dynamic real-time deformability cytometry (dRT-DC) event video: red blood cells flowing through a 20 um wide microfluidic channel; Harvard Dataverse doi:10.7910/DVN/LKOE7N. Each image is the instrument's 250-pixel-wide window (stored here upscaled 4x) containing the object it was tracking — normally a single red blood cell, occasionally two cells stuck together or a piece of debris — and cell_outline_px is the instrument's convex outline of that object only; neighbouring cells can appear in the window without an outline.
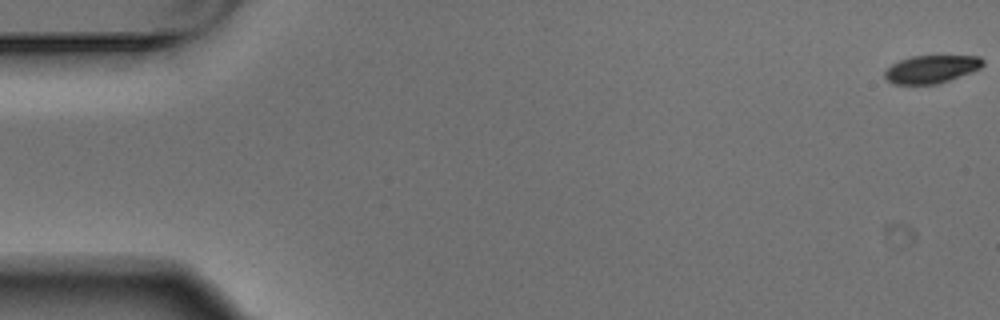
{"species": "Egyptian fruit bat (a non-hibernating species)", "species_latin": "Rousettus aegyptiacus", "temperature_condition": "warm", "stored_images_in_passage": 7, "camera_frame_rate_fps": 3000, "um_per_image_px": 0.085, "animal": {"sex": "male"}, "frame": {"image": 1, "passage_image": 1, "time_ms": 0.0, "image_size_px": [1000, 320], "cell_outline_px": [[984, 64], [980, 68], [972, 72], [936, 84], [892, 84], [884, 76], [884, 72], [892, 64], [900, 60], [912, 56], [980, 56], [984, 60]], "centroid_in_image_um": [79.17, 5.87], "position_along_channel_um": 5.8, "area_um2": 15.84}}
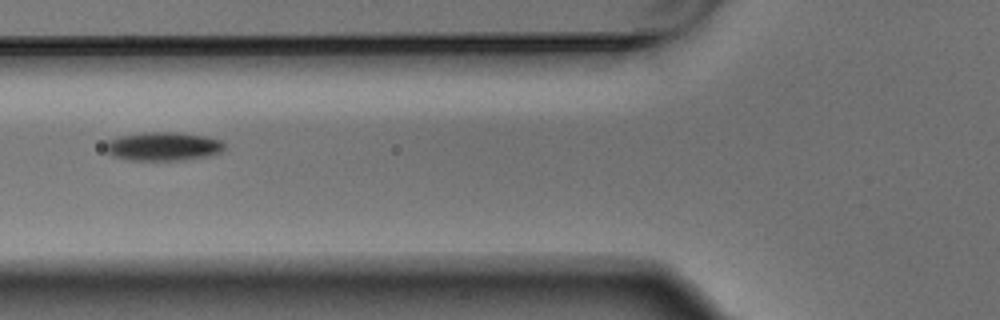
{"frame": {"image": 2, "passage_image": 6, "time_ms": 1.667, "image_size_px": [1000, 320], "cell_outline_px": [[224, 148], [220, 152], [208, 156], [184, 160], [128, 160], [112, 156], [104, 148], [104, 144], [108, 140], [116, 136], [140, 132], [176, 132], [208, 136], [220, 140], [224, 144]], "centroid_in_image_um": [13.82, 12.43], "position_along_channel_um": 112.0, "area_um2": 20.17}}
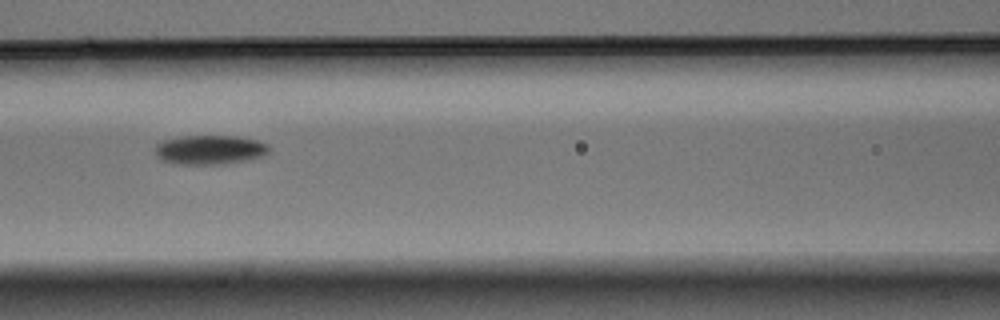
{"frame": {"image": 3, "passage_image": 7, "time_ms": 2.0, "image_size_px": [1000, 320], "cell_outline_px": [[272, 148], [264, 156], [248, 160], [220, 164], [176, 164], [160, 160], [156, 156], [156, 144], [160, 140], [180, 136], [236, 136], [256, 140], [268, 144]], "centroid_in_image_um": [17.82, 12.73], "position_along_channel_um": 148.8, "area_um2": 19.71}}